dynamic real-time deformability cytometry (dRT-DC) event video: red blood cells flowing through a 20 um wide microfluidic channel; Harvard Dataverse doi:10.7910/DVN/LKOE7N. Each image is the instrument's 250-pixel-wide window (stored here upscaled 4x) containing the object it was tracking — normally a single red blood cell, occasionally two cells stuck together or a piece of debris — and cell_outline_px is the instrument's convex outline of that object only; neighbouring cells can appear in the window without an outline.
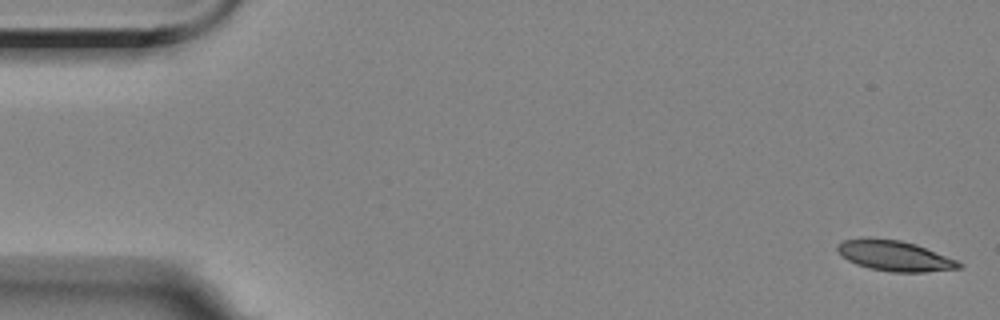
{"species": "Egyptian fruit bat (a non-hibernating species)", "species_latin": "Rousettus aegyptiacus", "temperature_condition": "room temperature", "stored_images_in_passage": 5, "camera_frame_rate_fps": 3000, "um_per_image_px": 0.085, "animal": {"sex": "female"}, "frame": {"image": 1, "passage_image": 1, "time_ms": 0.0, "image_size_px": [1000, 320], "cell_outline_px": [[964, 264], [960, 268], [924, 272], [892, 272], [868, 268], [856, 264], [848, 260], [836, 248], [836, 244], [844, 240], [900, 240], [916, 244], [956, 260]], "centroid_in_image_um": [76.09, 21.78], "position_along_channel_um": 8.9, "area_um2": 20.81}}